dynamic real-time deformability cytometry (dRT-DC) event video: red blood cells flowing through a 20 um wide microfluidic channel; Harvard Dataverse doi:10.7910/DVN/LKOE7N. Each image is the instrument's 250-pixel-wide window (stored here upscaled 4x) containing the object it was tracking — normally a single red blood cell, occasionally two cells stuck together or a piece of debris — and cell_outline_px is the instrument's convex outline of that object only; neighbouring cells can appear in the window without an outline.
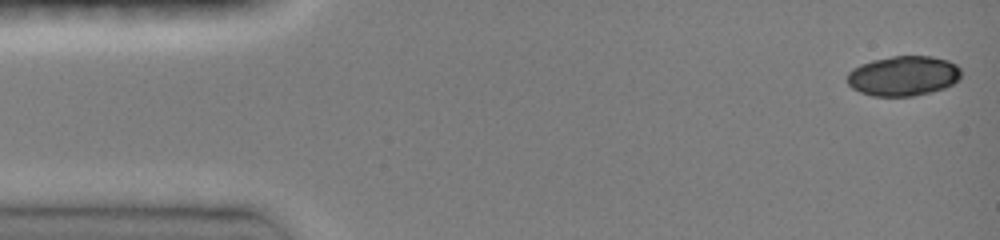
{"species": "common noctule bat (a hibernating species)", "species_latin": "Nyctalus noctula", "temperature_condition": "room temperature", "stored_images_in_passage": 46, "camera_frame_rate_fps": 3000, "um_per_image_px": 0.085, "animal": {"sex": "female", "body_mass_g": 19.0, "forearm_length_mm": 51.5}, "frame": {"image": 1, "passage_image": 1, "time_ms": 0.0, "image_size_px": [1000, 240], "cell_outline_px": [[960, 76], [952, 84], [944, 88], [912, 96], [872, 96], [860, 92], [852, 88], [848, 84], [848, 72], [852, 68], [860, 64], [872, 60], [892, 56], [932, 56], [948, 60], [956, 64], [960, 68]], "centroid_in_image_um": [76.76, 6.44], "position_along_channel_um": 8.2, "area_um2": 26.47}}
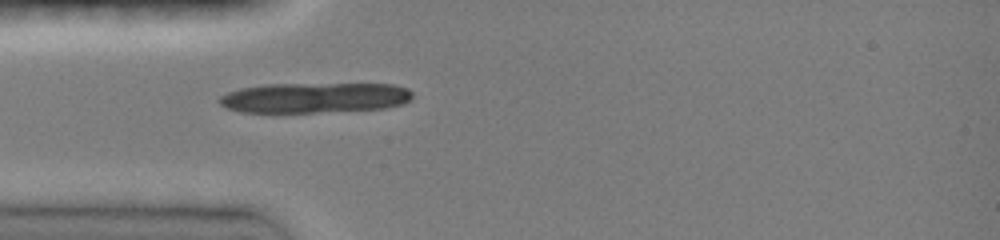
{"frame": {"image": 2, "passage_image": 13, "time_ms": 4.0, "image_size_px": [1000, 240], "cell_outline_px": [[412, 100], [404, 104], [384, 108], [316, 112], [240, 112], [228, 108], [220, 104], [216, 100], [220, 96], [228, 92], [240, 88], [264, 84], [392, 84], [408, 88], [412, 92]], "centroid_in_image_um": [26.74, 8.3], "position_along_channel_um": 58.3, "area_um2": 34.16}}
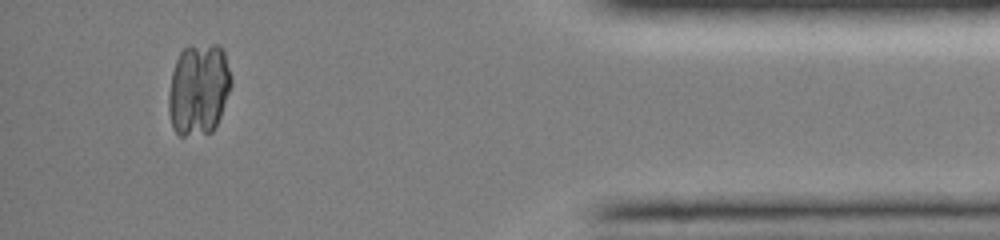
{"frame": {"image": 3, "passage_image": 42, "time_ms": 13.667, "image_size_px": [1000, 240], "cell_outline_px": [[232, 84], [220, 116], [212, 132], [184, 136], [180, 136], [172, 128], [168, 112], [168, 96], [172, 72], [176, 60], [180, 52], [184, 48], [212, 44], [220, 44], [224, 48], [232, 76]], "centroid_in_image_um": [16.89, 7.58], "position_along_channel_um": 418.3, "area_um2": 33.81}}